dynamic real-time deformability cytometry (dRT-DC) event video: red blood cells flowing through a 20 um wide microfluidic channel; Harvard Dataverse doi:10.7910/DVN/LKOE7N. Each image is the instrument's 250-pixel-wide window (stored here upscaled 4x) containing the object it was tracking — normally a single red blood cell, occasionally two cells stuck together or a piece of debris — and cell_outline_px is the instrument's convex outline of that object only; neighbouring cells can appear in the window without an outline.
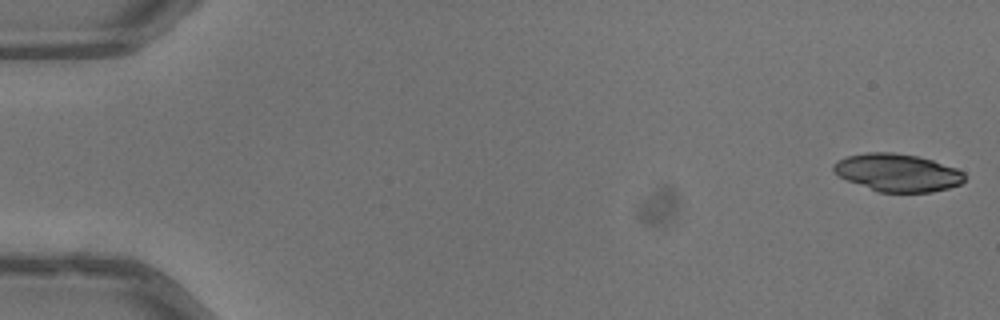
{"species": "common noctule bat (a hibernating species)", "species_latin": "Nyctalus noctula", "temperature_condition": "warm", "stored_images_in_passage": 15, "camera_frame_rate_fps": 3000, "um_per_image_px": 0.085, "animal": {"sex": "male", "body_mass_g": 13.3}, "frame": {"image": 1, "passage_image": 1, "time_ms": 0.0, "image_size_px": [1000, 320], "cell_outline_px": [[964, 180], [960, 184], [948, 188], [932, 192], [880, 192], [848, 180], [840, 176], [832, 168], [832, 164], [836, 160], [848, 156], [868, 152], [892, 152], [916, 156], [932, 160], [956, 168], [964, 172]], "centroid_in_image_um": [76.29, 14.67], "position_along_channel_um": 8.7, "area_um2": 28.5}}
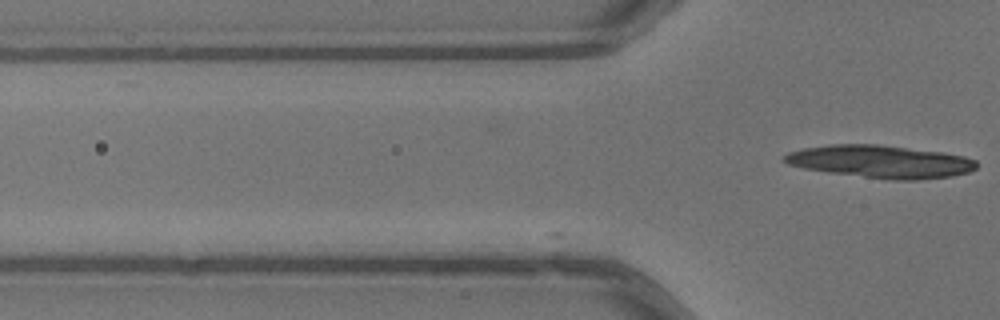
{"frame": {"image": 2, "passage_image": 15, "time_ms": 4.667, "image_size_px": [1000, 320], "cell_outline_px": [[976, 168], [968, 172], [952, 176], [920, 180], [888, 180], [828, 172], [804, 168], [788, 164], [780, 160], [788, 152], [804, 148], [828, 144], [876, 144], [940, 152], [964, 156], [976, 160]], "centroid_in_image_um": [74.82, 13.74], "position_along_channel_um": 51.0, "area_um2": 36.59}}